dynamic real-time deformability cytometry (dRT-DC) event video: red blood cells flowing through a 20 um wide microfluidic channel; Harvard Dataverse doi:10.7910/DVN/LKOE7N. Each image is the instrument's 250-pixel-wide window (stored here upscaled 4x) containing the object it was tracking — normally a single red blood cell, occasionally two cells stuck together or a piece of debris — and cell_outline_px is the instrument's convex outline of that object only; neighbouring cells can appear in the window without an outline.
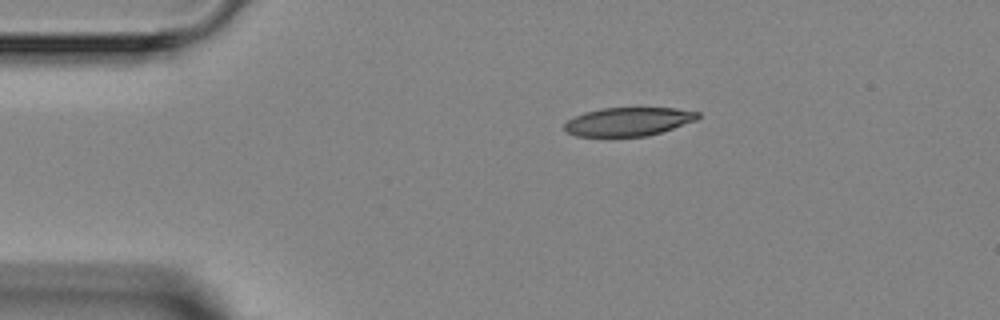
{"species": "Egyptian fruit bat (a non-hibernating species)", "species_latin": "Rousettus aegyptiacus", "temperature_condition": "room temperature", "stored_images_in_passage": 2, "camera_frame_rate_fps": 3000, "um_per_image_px": 0.085, "animal": {"sex": "female"}, "frame": {"image": 1, "passage_image": 1, "time_ms": 0.0, "image_size_px": [1000, 320], "cell_outline_px": [[700, 116], [696, 120], [648, 136], [576, 136], [568, 132], [564, 128], [564, 124], [568, 120], [584, 112], [600, 108], [676, 108], [700, 112]], "centroid_in_image_um": [53.41, 10.33], "position_along_channel_um": 31.6, "area_um2": 22.02}}